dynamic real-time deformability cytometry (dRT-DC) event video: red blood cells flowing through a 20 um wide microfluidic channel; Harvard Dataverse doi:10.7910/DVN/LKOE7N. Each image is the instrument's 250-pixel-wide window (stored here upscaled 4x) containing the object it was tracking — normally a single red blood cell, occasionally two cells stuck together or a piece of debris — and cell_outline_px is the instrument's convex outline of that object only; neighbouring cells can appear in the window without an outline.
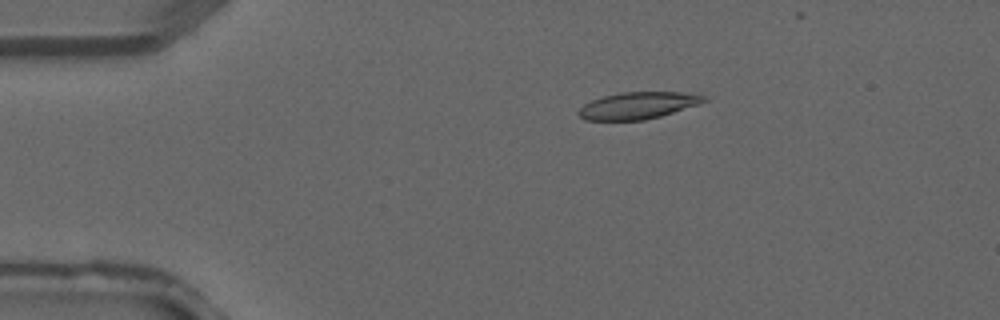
{"species": "common noctule bat (a hibernating species)", "species_latin": "Nyctalus noctula", "temperature_condition": "warm", "stored_images_in_passage": 2, "camera_frame_rate_fps": 3000, "um_per_image_px": 0.085, "animal": {"sex": "male", "forearm_length_mm": 52.5}, "frame": {"image": 1, "passage_image": 1, "time_ms": 0.0, "image_size_px": [1000, 320], "cell_outline_px": [[708, 100], [700, 104], [660, 116], [644, 120], [584, 120], [576, 112], [584, 104], [592, 100], [604, 96], [620, 92], [700, 92]], "centroid_in_image_um": [54.27, 8.95], "position_along_channel_um": 30.7, "area_um2": 19.83}}